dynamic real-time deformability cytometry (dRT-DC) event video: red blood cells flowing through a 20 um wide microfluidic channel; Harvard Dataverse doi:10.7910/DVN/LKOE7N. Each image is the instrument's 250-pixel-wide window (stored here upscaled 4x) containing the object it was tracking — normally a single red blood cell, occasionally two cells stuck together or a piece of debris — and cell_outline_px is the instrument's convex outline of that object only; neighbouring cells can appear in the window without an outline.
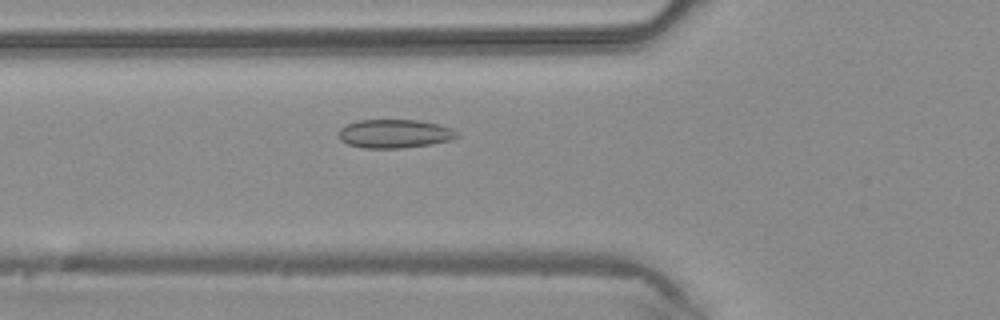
{"species": "common noctule bat (a hibernating species)", "species_latin": "Nyctalus noctula", "temperature_condition": "warm", "stored_images_in_passage": 26, "camera_frame_rate_fps": 3000, "um_per_image_px": 0.085, "animal": {"sex": "male", "body_mass_g": 20.4}, "frame": {"image": 1, "passage_image": 2, "time_ms": 0.333, "image_size_px": [1000, 320], "cell_outline_px": [[460, 136], [452, 140], [432, 144], [404, 148], [364, 148], [348, 144], [340, 140], [340, 128], [348, 124], [360, 120], [420, 120], [440, 124], [452, 128], [460, 132]], "centroid_in_image_um": [33.63, 11.36], "position_along_channel_um": 92.2, "area_um2": 19.94}}
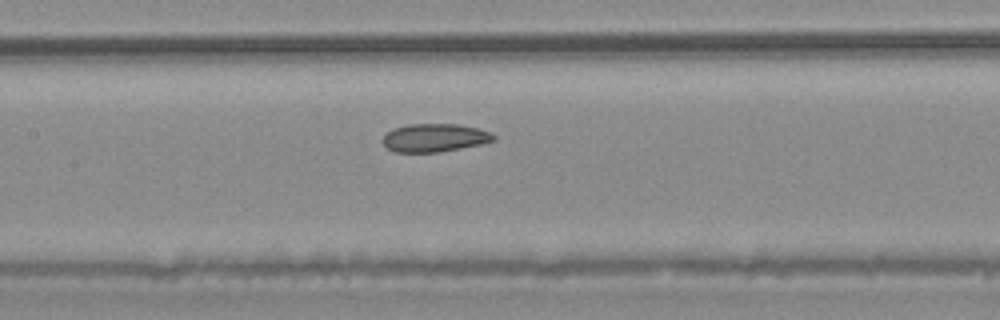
{"frame": {"image": 2, "passage_image": 7, "time_ms": 2.0, "image_size_px": [1000, 320], "cell_outline_px": [[496, 140], [480, 144], [460, 148], [436, 152], [396, 152], [388, 148], [384, 144], [384, 136], [392, 128], [408, 124], [460, 124], [492, 132], [496, 136]], "centroid_in_image_um": [36.97, 11.7], "position_along_channel_um": 170.4, "area_um2": 18.09}}
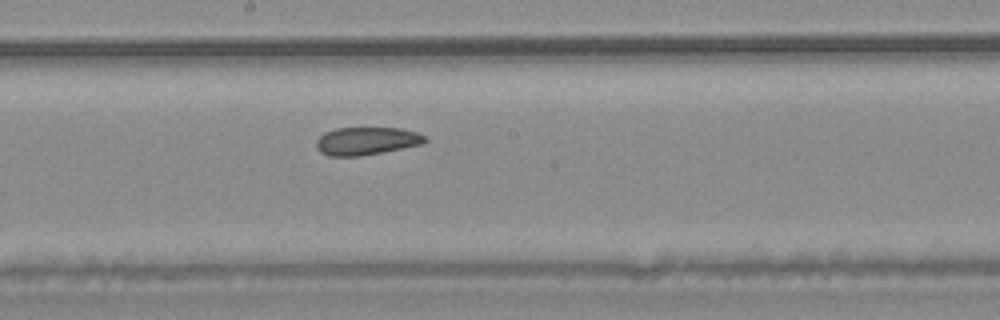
{"frame": {"image": 3, "passage_image": 10, "time_ms": 3.0, "image_size_px": [1000, 320], "cell_outline_px": [[428, 140], [424, 144], [360, 156], [328, 156], [320, 152], [316, 148], [316, 140], [324, 132], [336, 128], [400, 128], [416, 132], [424, 136]], "centroid_in_image_um": [31.13, 11.98], "position_along_channel_um": 217.1, "area_um2": 17.69}}